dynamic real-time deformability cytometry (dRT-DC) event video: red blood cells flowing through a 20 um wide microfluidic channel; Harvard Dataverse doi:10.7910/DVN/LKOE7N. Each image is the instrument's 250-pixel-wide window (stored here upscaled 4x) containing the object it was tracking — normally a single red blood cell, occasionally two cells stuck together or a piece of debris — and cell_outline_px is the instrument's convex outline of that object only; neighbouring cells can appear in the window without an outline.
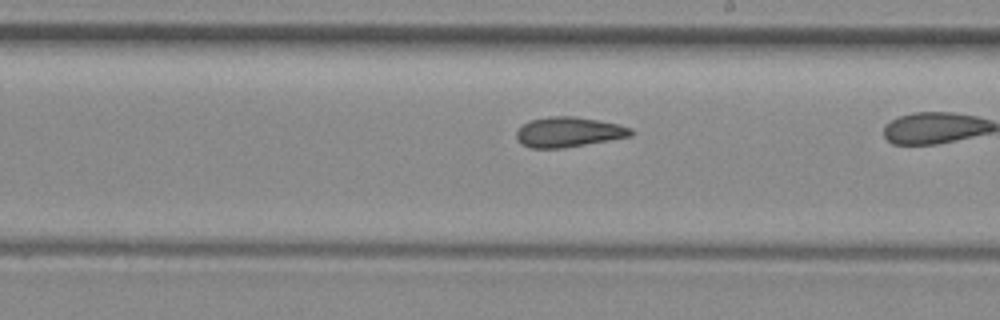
{"species": "common noctule bat (a hibernating species)", "species_latin": "Nyctalus noctula", "temperature_condition": "room temperature", "stored_images_in_passage": 27, "camera_frame_rate_fps": 3000, "um_per_image_px": 0.085, "animal": {"sex": "female", "body_mass_g": 29.2, "forearm_length_mm": 56.3}, "frame": {"image": 1, "passage_image": 20, "time_ms": 6.333, "image_size_px": [1000, 320], "cell_outline_px": [[632, 136], [564, 148], [532, 148], [520, 144], [516, 136], [516, 132], [528, 120], [548, 116], [572, 116], [596, 120], [616, 124], [632, 128]], "centroid_in_image_um": [48.29, 11.23], "position_along_channel_um": 240.7, "area_um2": 19.94}}
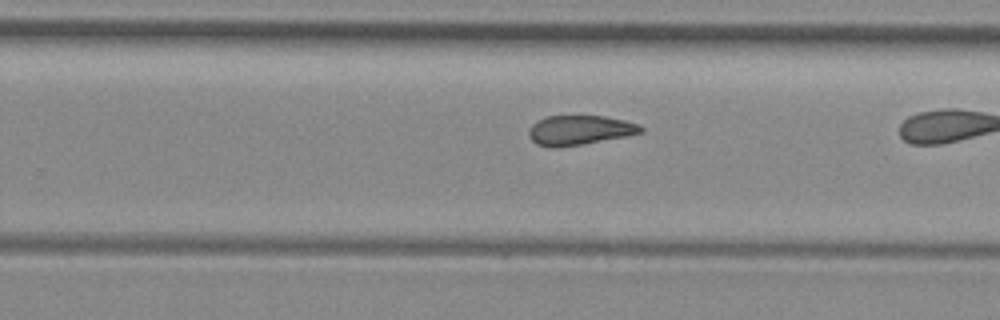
{"frame": {"image": 2, "passage_image": 23, "time_ms": 7.333, "image_size_px": [1000, 320], "cell_outline_px": [[644, 132], [584, 144], [556, 148], [552, 148], [536, 144], [528, 136], [528, 128], [536, 120], [544, 116], [604, 116], [624, 120], [640, 124], [644, 128]], "centroid_in_image_um": [49.23, 11.06], "position_along_channel_um": 280.6, "area_um2": 19.54}}